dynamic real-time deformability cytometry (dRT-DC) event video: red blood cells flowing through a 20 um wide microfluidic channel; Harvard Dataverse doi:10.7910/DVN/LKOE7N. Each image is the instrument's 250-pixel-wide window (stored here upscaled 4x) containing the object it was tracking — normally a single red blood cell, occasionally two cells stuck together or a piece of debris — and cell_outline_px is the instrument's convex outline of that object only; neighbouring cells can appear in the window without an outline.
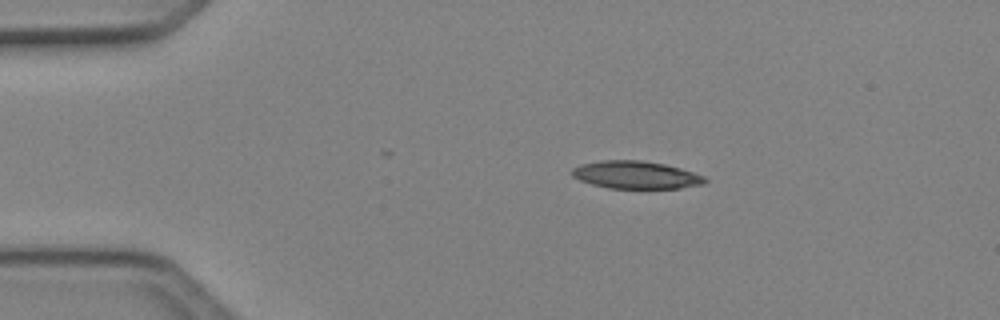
{"species": "Egyptian fruit bat (a non-hibernating species)", "species_latin": "Rousettus aegyptiacus", "temperature_condition": "cold", "stored_images_in_passage": 4, "camera_frame_rate_fps": 3000, "um_per_image_px": 0.085, "animal": {"sex": "female"}, "frame": {"image": 1, "passage_image": 1, "time_ms": 0.0, "image_size_px": [1000, 320], "cell_outline_px": [[708, 180], [704, 184], [680, 188], [608, 188], [592, 184], [580, 180], [572, 176], [572, 168], [580, 164], [600, 160], [640, 160], [664, 164], [680, 168], [704, 176]], "centroid_in_image_um": [54.04, 14.86], "position_along_channel_um": 31.0, "area_um2": 21.39}}
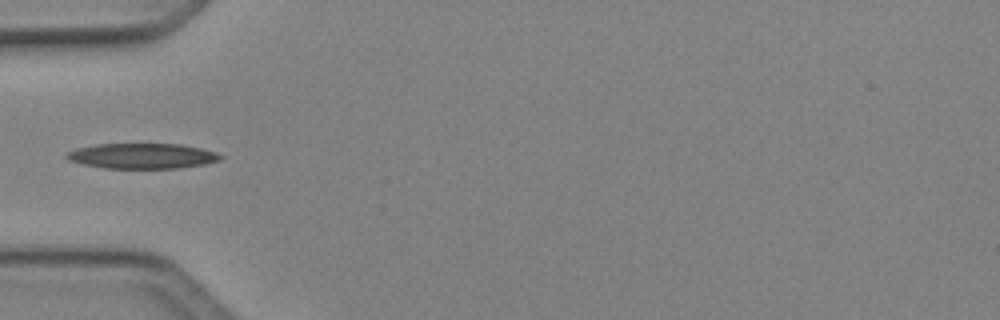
{"frame": {"image": 2, "passage_image": 3, "time_ms": 0.667, "image_size_px": [1000, 320], "cell_outline_px": [[224, 156], [220, 160], [204, 164], [180, 168], [104, 168], [84, 164], [68, 160], [64, 156], [64, 152], [76, 148], [96, 144], [180, 144], [200, 148], [216, 152]], "centroid_in_image_um": [12.06, 13.25], "position_along_channel_um": 72.9, "area_um2": 22.77}}
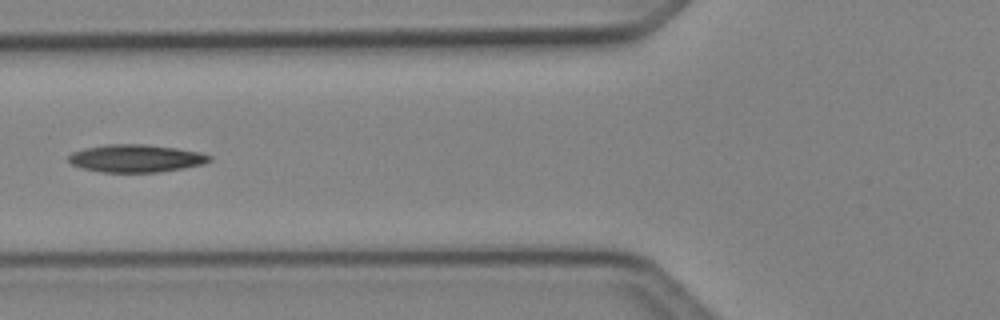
{"frame": {"image": 3, "passage_image": 4, "time_ms": 1.0, "image_size_px": [1000, 320], "cell_outline_px": [[212, 160], [204, 164], [184, 168], [156, 172], [100, 172], [84, 168], [72, 164], [68, 160], [68, 156], [72, 152], [84, 148], [108, 144], [148, 144], [176, 148], [200, 152], [212, 156]], "centroid_in_image_um": [11.58, 13.45], "position_along_channel_um": 114.2, "area_um2": 22.77}}